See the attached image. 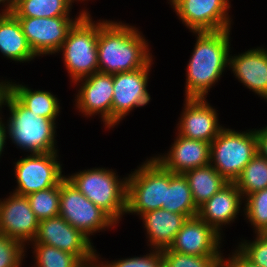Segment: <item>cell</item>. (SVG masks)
<instances>
[{"mask_svg": "<svg viewBox=\"0 0 267 267\" xmlns=\"http://www.w3.org/2000/svg\"><path fill=\"white\" fill-rule=\"evenodd\" d=\"M166 267H222L223 256H193L168 249L161 250Z\"/></svg>", "mask_w": 267, "mask_h": 267, "instance_id": "31", "label": "cell"}, {"mask_svg": "<svg viewBox=\"0 0 267 267\" xmlns=\"http://www.w3.org/2000/svg\"><path fill=\"white\" fill-rule=\"evenodd\" d=\"M132 172L127 178L126 214L141 216L145 212L164 209L166 187H169V170L152 157Z\"/></svg>", "mask_w": 267, "mask_h": 267, "instance_id": "6", "label": "cell"}, {"mask_svg": "<svg viewBox=\"0 0 267 267\" xmlns=\"http://www.w3.org/2000/svg\"><path fill=\"white\" fill-rule=\"evenodd\" d=\"M74 0H17L12 14L15 17L70 16Z\"/></svg>", "mask_w": 267, "mask_h": 267, "instance_id": "26", "label": "cell"}, {"mask_svg": "<svg viewBox=\"0 0 267 267\" xmlns=\"http://www.w3.org/2000/svg\"><path fill=\"white\" fill-rule=\"evenodd\" d=\"M32 243L56 247L78 257L85 265L97 261L91 239L72 227L60 215L39 221L37 234Z\"/></svg>", "mask_w": 267, "mask_h": 267, "instance_id": "11", "label": "cell"}, {"mask_svg": "<svg viewBox=\"0 0 267 267\" xmlns=\"http://www.w3.org/2000/svg\"><path fill=\"white\" fill-rule=\"evenodd\" d=\"M170 2H168V3H170V5L175 1V0H169Z\"/></svg>", "mask_w": 267, "mask_h": 267, "instance_id": "42", "label": "cell"}, {"mask_svg": "<svg viewBox=\"0 0 267 267\" xmlns=\"http://www.w3.org/2000/svg\"><path fill=\"white\" fill-rule=\"evenodd\" d=\"M173 213L185 215L187 218L197 216L196 207L188 181L184 174L169 171V187H166V207Z\"/></svg>", "mask_w": 267, "mask_h": 267, "instance_id": "25", "label": "cell"}, {"mask_svg": "<svg viewBox=\"0 0 267 267\" xmlns=\"http://www.w3.org/2000/svg\"><path fill=\"white\" fill-rule=\"evenodd\" d=\"M244 200L245 219L253 226V232L263 233L267 228V188L247 195Z\"/></svg>", "mask_w": 267, "mask_h": 267, "instance_id": "30", "label": "cell"}, {"mask_svg": "<svg viewBox=\"0 0 267 267\" xmlns=\"http://www.w3.org/2000/svg\"><path fill=\"white\" fill-rule=\"evenodd\" d=\"M257 152L255 129L239 132L223 127L210 143V164L228 182H234Z\"/></svg>", "mask_w": 267, "mask_h": 267, "instance_id": "7", "label": "cell"}, {"mask_svg": "<svg viewBox=\"0 0 267 267\" xmlns=\"http://www.w3.org/2000/svg\"><path fill=\"white\" fill-rule=\"evenodd\" d=\"M197 208L208 201L229 182L209 164L184 173Z\"/></svg>", "mask_w": 267, "mask_h": 267, "instance_id": "23", "label": "cell"}, {"mask_svg": "<svg viewBox=\"0 0 267 267\" xmlns=\"http://www.w3.org/2000/svg\"><path fill=\"white\" fill-rule=\"evenodd\" d=\"M233 183L241 192L243 199L251 193L266 189L267 159L257 152Z\"/></svg>", "mask_w": 267, "mask_h": 267, "instance_id": "27", "label": "cell"}, {"mask_svg": "<svg viewBox=\"0 0 267 267\" xmlns=\"http://www.w3.org/2000/svg\"><path fill=\"white\" fill-rule=\"evenodd\" d=\"M12 94L31 112L40 117L56 120L60 113V102L49 91L33 90L26 85L12 82Z\"/></svg>", "mask_w": 267, "mask_h": 267, "instance_id": "24", "label": "cell"}, {"mask_svg": "<svg viewBox=\"0 0 267 267\" xmlns=\"http://www.w3.org/2000/svg\"><path fill=\"white\" fill-rule=\"evenodd\" d=\"M86 12L69 30L59 52H63L64 66L71 82L99 72L97 41L99 22Z\"/></svg>", "mask_w": 267, "mask_h": 267, "instance_id": "5", "label": "cell"}, {"mask_svg": "<svg viewBox=\"0 0 267 267\" xmlns=\"http://www.w3.org/2000/svg\"><path fill=\"white\" fill-rule=\"evenodd\" d=\"M150 248L163 250L169 248L187 217L182 214L157 209L141 215Z\"/></svg>", "mask_w": 267, "mask_h": 267, "instance_id": "21", "label": "cell"}, {"mask_svg": "<svg viewBox=\"0 0 267 267\" xmlns=\"http://www.w3.org/2000/svg\"><path fill=\"white\" fill-rule=\"evenodd\" d=\"M257 136V150L258 153L267 159V126L262 129H255Z\"/></svg>", "mask_w": 267, "mask_h": 267, "instance_id": "36", "label": "cell"}, {"mask_svg": "<svg viewBox=\"0 0 267 267\" xmlns=\"http://www.w3.org/2000/svg\"><path fill=\"white\" fill-rule=\"evenodd\" d=\"M152 64L153 60L144 68L113 74L112 128L134 108L150 102L147 85Z\"/></svg>", "mask_w": 267, "mask_h": 267, "instance_id": "13", "label": "cell"}, {"mask_svg": "<svg viewBox=\"0 0 267 267\" xmlns=\"http://www.w3.org/2000/svg\"><path fill=\"white\" fill-rule=\"evenodd\" d=\"M17 0H0V4L3 3V7H5V9H2L0 12V14H9L12 13L15 5H16Z\"/></svg>", "mask_w": 267, "mask_h": 267, "instance_id": "39", "label": "cell"}, {"mask_svg": "<svg viewBox=\"0 0 267 267\" xmlns=\"http://www.w3.org/2000/svg\"><path fill=\"white\" fill-rule=\"evenodd\" d=\"M86 12L87 9L81 10L73 19L70 16L16 18L32 51L39 57L58 53L69 30Z\"/></svg>", "mask_w": 267, "mask_h": 267, "instance_id": "10", "label": "cell"}, {"mask_svg": "<svg viewBox=\"0 0 267 267\" xmlns=\"http://www.w3.org/2000/svg\"><path fill=\"white\" fill-rule=\"evenodd\" d=\"M149 252L140 257L122 258L111 262L99 260L101 257L97 254V261L102 267H160L163 264L161 250L151 249Z\"/></svg>", "mask_w": 267, "mask_h": 267, "instance_id": "34", "label": "cell"}, {"mask_svg": "<svg viewBox=\"0 0 267 267\" xmlns=\"http://www.w3.org/2000/svg\"><path fill=\"white\" fill-rule=\"evenodd\" d=\"M262 234L267 237V228L264 230V232Z\"/></svg>", "mask_w": 267, "mask_h": 267, "instance_id": "41", "label": "cell"}, {"mask_svg": "<svg viewBox=\"0 0 267 267\" xmlns=\"http://www.w3.org/2000/svg\"><path fill=\"white\" fill-rule=\"evenodd\" d=\"M184 110L177 124L178 134L211 143L224 127L219 125L218 113L205 98H185Z\"/></svg>", "mask_w": 267, "mask_h": 267, "instance_id": "17", "label": "cell"}, {"mask_svg": "<svg viewBox=\"0 0 267 267\" xmlns=\"http://www.w3.org/2000/svg\"><path fill=\"white\" fill-rule=\"evenodd\" d=\"M25 248L18 240L0 234V267H21Z\"/></svg>", "mask_w": 267, "mask_h": 267, "instance_id": "32", "label": "cell"}, {"mask_svg": "<svg viewBox=\"0 0 267 267\" xmlns=\"http://www.w3.org/2000/svg\"><path fill=\"white\" fill-rule=\"evenodd\" d=\"M115 171L92 168L66 178L91 202L104 211L116 224L127 209V178H118Z\"/></svg>", "mask_w": 267, "mask_h": 267, "instance_id": "4", "label": "cell"}, {"mask_svg": "<svg viewBox=\"0 0 267 267\" xmlns=\"http://www.w3.org/2000/svg\"><path fill=\"white\" fill-rule=\"evenodd\" d=\"M98 21L97 50L100 73L133 71L146 67L152 61L148 41L139 29L122 21Z\"/></svg>", "mask_w": 267, "mask_h": 267, "instance_id": "1", "label": "cell"}, {"mask_svg": "<svg viewBox=\"0 0 267 267\" xmlns=\"http://www.w3.org/2000/svg\"><path fill=\"white\" fill-rule=\"evenodd\" d=\"M255 235V240L244 239L236 248L251 263L258 267H267V237L262 233Z\"/></svg>", "mask_w": 267, "mask_h": 267, "instance_id": "33", "label": "cell"}, {"mask_svg": "<svg viewBox=\"0 0 267 267\" xmlns=\"http://www.w3.org/2000/svg\"><path fill=\"white\" fill-rule=\"evenodd\" d=\"M2 119L3 118L0 116V156L2 152L4 151L3 149L5 148L6 140L8 136L6 134V124Z\"/></svg>", "mask_w": 267, "mask_h": 267, "instance_id": "38", "label": "cell"}, {"mask_svg": "<svg viewBox=\"0 0 267 267\" xmlns=\"http://www.w3.org/2000/svg\"><path fill=\"white\" fill-rule=\"evenodd\" d=\"M230 256L228 259L223 256L224 267H258L245 258L237 249Z\"/></svg>", "mask_w": 267, "mask_h": 267, "instance_id": "35", "label": "cell"}, {"mask_svg": "<svg viewBox=\"0 0 267 267\" xmlns=\"http://www.w3.org/2000/svg\"><path fill=\"white\" fill-rule=\"evenodd\" d=\"M230 30L194 32L196 43L186 69L185 98H205L229 66Z\"/></svg>", "mask_w": 267, "mask_h": 267, "instance_id": "2", "label": "cell"}, {"mask_svg": "<svg viewBox=\"0 0 267 267\" xmlns=\"http://www.w3.org/2000/svg\"><path fill=\"white\" fill-rule=\"evenodd\" d=\"M0 52L7 59L27 62L37 57L23 34L18 19L12 14H0Z\"/></svg>", "mask_w": 267, "mask_h": 267, "instance_id": "22", "label": "cell"}, {"mask_svg": "<svg viewBox=\"0 0 267 267\" xmlns=\"http://www.w3.org/2000/svg\"><path fill=\"white\" fill-rule=\"evenodd\" d=\"M59 215L88 238L117 225L67 178L60 183Z\"/></svg>", "mask_w": 267, "mask_h": 267, "instance_id": "8", "label": "cell"}, {"mask_svg": "<svg viewBox=\"0 0 267 267\" xmlns=\"http://www.w3.org/2000/svg\"><path fill=\"white\" fill-rule=\"evenodd\" d=\"M57 153L30 154L17 160L14 166L17 187L13 193L27 196L60 184L66 176L62 174Z\"/></svg>", "mask_w": 267, "mask_h": 267, "instance_id": "9", "label": "cell"}, {"mask_svg": "<svg viewBox=\"0 0 267 267\" xmlns=\"http://www.w3.org/2000/svg\"><path fill=\"white\" fill-rule=\"evenodd\" d=\"M242 198L243 196L236 185L229 182L198 208L197 216L217 233L223 235L220 231L222 226L231 224L237 218L244 201Z\"/></svg>", "mask_w": 267, "mask_h": 267, "instance_id": "20", "label": "cell"}, {"mask_svg": "<svg viewBox=\"0 0 267 267\" xmlns=\"http://www.w3.org/2000/svg\"><path fill=\"white\" fill-rule=\"evenodd\" d=\"M6 107L10 112L6 134L16 146L30 154L58 152L56 120L31 112L12 93L7 99Z\"/></svg>", "mask_w": 267, "mask_h": 267, "instance_id": "3", "label": "cell"}, {"mask_svg": "<svg viewBox=\"0 0 267 267\" xmlns=\"http://www.w3.org/2000/svg\"><path fill=\"white\" fill-rule=\"evenodd\" d=\"M153 158L166 170L184 174L194 168L210 164V143L177 134L168 153Z\"/></svg>", "mask_w": 267, "mask_h": 267, "instance_id": "18", "label": "cell"}, {"mask_svg": "<svg viewBox=\"0 0 267 267\" xmlns=\"http://www.w3.org/2000/svg\"><path fill=\"white\" fill-rule=\"evenodd\" d=\"M84 267H102L98 261L92 263V264H89V265H85Z\"/></svg>", "mask_w": 267, "mask_h": 267, "instance_id": "40", "label": "cell"}, {"mask_svg": "<svg viewBox=\"0 0 267 267\" xmlns=\"http://www.w3.org/2000/svg\"><path fill=\"white\" fill-rule=\"evenodd\" d=\"M222 237L206 222L195 216L187 218L167 249L193 256H223L220 250Z\"/></svg>", "mask_w": 267, "mask_h": 267, "instance_id": "16", "label": "cell"}, {"mask_svg": "<svg viewBox=\"0 0 267 267\" xmlns=\"http://www.w3.org/2000/svg\"><path fill=\"white\" fill-rule=\"evenodd\" d=\"M11 93H12V82H10V80L0 81V111L2 107L6 105L7 99Z\"/></svg>", "mask_w": 267, "mask_h": 267, "instance_id": "37", "label": "cell"}, {"mask_svg": "<svg viewBox=\"0 0 267 267\" xmlns=\"http://www.w3.org/2000/svg\"><path fill=\"white\" fill-rule=\"evenodd\" d=\"M35 264L34 267H84L85 264L75 255L56 247L40 243H31Z\"/></svg>", "mask_w": 267, "mask_h": 267, "instance_id": "28", "label": "cell"}, {"mask_svg": "<svg viewBox=\"0 0 267 267\" xmlns=\"http://www.w3.org/2000/svg\"><path fill=\"white\" fill-rule=\"evenodd\" d=\"M39 220L26 196L15 193L0 200V234L18 240L24 246L36 237Z\"/></svg>", "mask_w": 267, "mask_h": 267, "instance_id": "15", "label": "cell"}, {"mask_svg": "<svg viewBox=\"0 0 267 267\" xmlns=\"http://www.w3.org/2000/svg\"><path fill=\"white\" fill-rule=\"evenodd\" d=\"M39 221L59 215L60 184L26 196Z\"/></svg>", "mask_w": 267, "mask_h": 267, "instance_id": "29", "label": "cell"}, {"mask_svg": "<svg viewBox=\"0 0 267 267\" xmlns=\"http://www.w3.org/2000/svg\"><path fill=\"white\" fill-rule=\"evenodd\" d=\"M229 69L237 80L267 100V49L257 47L239 55H229Z\"/></svg>", "mask_w": 267, "mask_h": 267, "instance_id": "19", "label": "cell"}, {"mask_svg": "<svg viewBox=\"0 0 267 267\" xmlns=\"http://www.w3.org/2000/svg\"><path fill=\"white\" fill-rule=\"evenodd\" d=\"M176 15L191 32H214L231 28L229 0H175Z\"/></svg>", "mask_w": 267, "mask_h": 267, "instance_id": "12", "label": "cell"}, {"mask_svg": "<svg viewBox=\"0 0 267 267\" xmlns=\"http://www.w3.org/2000/svg\"><path fill=\"white\" fill-rule=\"evenodd\" d=\"M74 84L80 85L75 97L76 109L87 118L92 115H101L105 128H111L113 74L97 72L77 80Z\"/></svg>", "mask_w": 267, "mask_h": 267, "instance_id": "14", "label": "cell"}]
</instances>
